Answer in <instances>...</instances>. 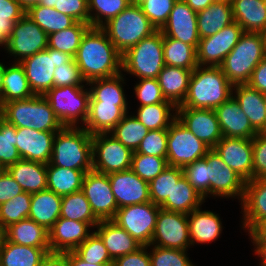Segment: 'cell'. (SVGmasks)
<instances>
[{
  "mask_svg": "<svg viewBox=\"0 0 266 266\" xmlns=\"http://www.w3.org/2000/svg\"><path fill=\"white\" fill-rule=\"evenodd\" d=\"M80 259L92 264H113L103 240L93 231V233L73 251Z\"/></svg>",
  "mask_w": 266,
  "mask_h": 266,
  "instance_id": "816d5d0a",
  "label": "cell"
},
{
  "mask_svg": "<svg viewBox=\"0 0 266 266\" xmlns=\"http://www.w3.org/2000/svg\"><path fill=\"white\" fill-rule=\"evenodd\" d=\"M20 6L27 12L31 7L41 3V0H16Z\"/></svg>",
  "mask_w": 266,
  "mask_h": 266,
  "instance_id": "11e5206c",
  "label": "cell"
},
{
  "mask_svg": "<svg viewBox=\"0 0 266 266\" xmlns=\"http://www.w3.org/2000/svg\"><path fill=\"white\" fill-rule=\"evenodd\" d=\"M83 80L87 83L122 73V54L101 27H90L83 35L74 57Z\"/></svg>",
  "mask_w": 266,
  "mask_h": 266,
  "instance_id": "6da1fadb",
  "label": "cell"
},
{
  "mask_svg": "<svg viewBox=\"0 0 266 266\" xmlns=\"http://www.w3.org/2000/svg\"><path fill=\"white\" fill-rule=\"evenodd\" d=\"M167 129L149 130L135 151L139 154L166 158Z\"/></svg>",
  "mask_w": 266,
  "mask_h": 266,
  "instance_id": "6f0895ef",
  "label": "cell"
},
{
  "mask_svg": "<svg viewBox=\"0 0 266 266\" xmlns=\"http://www.w3.org/2000/svg\"><path fill=\"white\" fill-rule=\"evenodd\" d=\"M101 28L121 54L156 31L135 1Z\"/></svg>",
  "mask_w": 266,
  "mask_h": 266,
  "instance_id": "8992f818",
  "label": "cell"
},
{
  "mask_svg": "<svg viewBox=\"0 0 266 266\" xmlns=\"http://www.w3.org/2000/svg\"><path fill=\"white\" fill-rule=\"evenodd\" d=\"M138 82L134 86V91L137 99L140 101L139 106L170 102L164 98L158 79L142 78Z\"/></svg>",
  "mask_w": 266,
  "mask_h": 266,
  "instance_id": "680465c9",
  "label": "cell"
},
{
  "mask_svg": "<svg viewBox=\"0 0 266 266\" xmlns=\"http://www.w3.org/2000/svg\"><path fill=\"white\" fill-rule=\"evenodd\" d=\"M23 192L22 187L15 181L10 173L5 170L0 176V205Z\"/></svg>",
  "mask_w": 266,
  "mask_h": 266,
  "instance_id": "e7e4bbea",
  "label": "cell"
},
{
  "mask_svg": "<svg viewBox=\"0 0 266 266\" xmlns=\"http://www.w3.org/2000/svg\"><path fill=\"white\" fill-rule=\"evenodd\" d=\"M81 191L86 196L92 212L99 221L113 220L118 206L108 174L94 170L86 172Z\"/></svg>",
  "mask_w": 266,
  "mask_h": 266,
  "instance_id": "e0dca14e",
  "label": "cell"
},
{
  "mask_svg": "<svg viewBox=\"0 0 266 266\" xmlns=\"http://www.w3.org/2000/svg\"><path fill=\"white\" fill-rule=\"evenodd\" d=\"M17 128L0 116V164L7 169L21 157L16 148Z\"/></svg>",
  "mask_w": 266,
  "mask_h": 266,
  "instance_id": "f907efd6",
  "label": "cell"
},
{
  "mask_svg": "<svg viewBox=\"0 0 266 266\" xmlns=\"http://www.w3.org/2000/svg\"><path fill=\"white\" fill-rule=\"evenodd\" d=\"M176 111L177 107L173 103L162 102L139 106L135 117L148 130L168 129L177 118Z\"/></svg>",
  "mask_w": 266,
  "mask_h": 266,
  "instance_id": "60d3db41",
  "label": "cell"
},
{
  "mask_svg": "<svg viewBox=\"0 0 266 266\" xmlns=\"http://www.w3.org/2000/svg\"><path fill=\"white\" fill-rule=\"evenodd\" d=\"M247 84L251 88L266 94V56L253 70L250 81Z\"/></svg>",
  "mask_w": 266,
  "mask_h": 266,
  "instance_id": "003e7915",
  "label": "cell"
},
{
  "mask_svg": "<svg viewBox=\"0 0 266 266\" xmlns=\"http://www.w3.org/2000/svg\"><path fill=\"white\" fill-rule=\"evenodd\" d=\"M51 253L50 247H31L4 240L0 246V266H39Z\"/></svg>",
  "mask_w": 266,
  "mask_h": 266,
  "instance_id": "e575fe53",
  "label": "cell"
},
{
  "mask_svg": "<svg viewBox=\"0 0 266 266\" xmlns=\"http://www.w3.org/2000/svg\"><path fill=\"white\" fill-rule=\"evenodd\" d=\"M0 116L16 128L57 132L63 127L43 95L6 102L0 107Z\"/></svg>",
  "mask_w": 266,
  "mask_h": 266,
  "instance_id": "277c9868",
  "label": "cell"
},
{
  "mask_svg": "<svg viewBox=\"0 0 266 266\" xmlns=\"http://www.w3.org/2000/svg\"><path fill=\"white\" fill-rule=\"evenodd\" d=\"M82 126H63L53 140L47 165L89 172L92 168V135Z\"/></svg>",
  "mask_w": 266,
  "mask_h": 266,
  "instance_id": "3957f363",
  "label": "cell"
},
{
  "mask_svg": "<svg viewBox=\"0 0 266 266\" xmlns=\"http://www.w3.org/2000/svg\"><path fill=\"white\" fill-rule=\"evenodd\" d=\"M241 207L243 230L249 232L266 219V178L246 182Z\"/></svg>",
  "mask_w": 266,
  "mask_h": 266,
  "instance_id": "d4e9b609",
  "label": "cell"
},
{
  "mask_svg": "<svg viewBox=\"0 0 266 266\" xmlns=\"http://www.w3.org/2000/svg\"><path fill=\"white\" fill-rule=\"evenodd\" d=\"M31 197L32 194L23 192L0 205V222L5 228L29 217Z\"/></svg>",
  "mask_w": 266,
  "mask_h": 266,
  "instance_id": "681fc988",
  "label": "cell"
},
{
  "mask_svg": "<svg viewBox=\"0 0 266 266\" xmlns=\"http://www.w3.org/2000/svg\"><path fill=\"white\" fill-rule=\"evenodd\" d=\"M206 202L183 175L174 185L171 195L160 205V208L184 214L191 213Z\"/></svg>",
  "mask_w": 266,
  "mask_h": 266,
  "instance_id": "74e56055",
  "label": "cell"
},
{
  "mask_svg": "<svg viewBox=\"0 0 266 266\" xmlns=\"http://www.w3.org/2000/svg\"><path fill=\"white\" fill-rule=\"evenodd\" d=\"M250 239H266V219L248 232Z\"/></svg>",
  "mask_w": 266,
  "mask_h": 266,
  "instance_id": "753ad0ef",
  "label": "cell"
},
{
  "mask_svg": "<svg viewBox=\"0 0 266 266\" xmlns=\"http://www.w3.org/2000/svg\"><path fill=\"white\" fill-rule=\"evenodd\" d=\"M148 248L150 249L151 247L141 246L135 252L115 259L112 266H151Z\"/></svg>",
  "mask_w": 266,
  "mask_h": 266,
  "instance_id": "be15d7a7",
  "label": "cell"
},
{
  "mask_svg": "<svg viewBox=\"0 0 266 266\" xmlns=\"http://www.w3.org/2000/svg\"><path fill=\"white\" fill-rule=\"evenodd\" d=\"M253 179L266 178V135L258 133L252 139Z\"/></svg>",
  "mask_w": 266,
  "mask_h": 266,
  "instance_id": "94428289",
  "label": "cell"
},
{
  "mask_svg": "<svg viewBox=\"0 0 266 266\" xmlns=\"http://www.w3.org/2000/svg\"><path fill=\"white\" fill-rule=\"evenodd\" d=\"M199 207L188 214L191 246L216 241L222 233V221L218 214Z\"/></svg>",
  "mask_w": 266,
  "mask_h": 266,
  "instance_id": "83f0119b",
  "label": "cell"
},
{
  "mask_svg": "<svg viewBox=\"0 0 266 266\" xmlns=\"http://www.w3.org/2000/svg\"><path fill=\"white\" fill-rule=\"evenodd\" d=\"M150 245L188 251L191 246L188 215L160 209Z\"/></svg>",
  "mask_w": 266,
  "mask_h": 266,
  "instance_id": "5bb4252c",
  "label": "cell"
},
{
  "mask_svg": "<svg viewBox=\"0 0 266 266\" xmlns=\"http://www.w3.org/2000/svg\"><path fill=\"white\" fill-rule=\"evenodd\" d=\"M91 27L90 24L76 22L70 28L48 35V47L75 57L83 35Z\"/></svg>",
  "mask_w": 266,
  "mask_h": 266,
  "instance_id": "f6af8a7d",
  "label": "cell"
},
{
  "mask_svg": "<svg viewBox=\"0 0 266 266\" xmlns=\"http://www.w3.org/2000/svg\"><path fill=\"white\" fill-rule=\"evenodd\" d=\"M262 134H265L266 135V125H265V128L260 132Z\"/></svg>",
  "mask_w": 266,
  "mask_h": 266,
  "instance_id": "deb4b68c",
  "label": "cell"
},
{
  "mask_svg": "<svg viewBox=\"0 0 266 266\" xmlns=\"http://www.w3.org/2000/svg\"><path fill=\"white\" fill-rule=\"evenodd\" d=\"M164 66L161 30H156L122 54V71L139 79H157Z\"/></svg>",
  "mask_w": 266,
  "mask_h": 266,
  "instance_id": "52a82bcc",
  "label": "cell"
},
{
  "mask_svg": "<svg viewBox=\"0 0 266 266\" xmlns=\"http://www.w3.org/2000/svg\"><path fill=\"white\" fill-rule=\"evenodd\" d=\"M74 58L67 53L47 47L33 56L23 59V66L29 86L35 95H44L53 88L55 67L69 63Z\"/></svg>",
  "mask_w": 266,
  "mask_h": 266,
  "instance_id": "9c48e42d",
  "label": "cell"
},
{
  "mask_svg": "<svg viewBox=\"0 0 266 266\" xmlns=\"http://www.w3.org/2000/svg\"><path fill=\"white\" fill-rule=\"evenodd\" d=\"M123 72L110 77L95 79L87 84L90 86V99L89 103H115L125 113L129 114L127 98L124 94L123 83Z\"/></svg>",
  "mask_w": 266,
  "mask_h": 266,
  "instance_id": "4dcf8cb0",
  "label": "cell"
},
{
  "mask_svg": "<svg viewBox=\"0 0 266 266\" xmlns=\"http://www.w3.org/2000/svg\"><path fill=\"white\" fill-rule=\"evenodd\" d=\"M25 14L16 0H0V21H18Z\"/></svg>",
  "mask_w": 266,
  "mask_h": 266,
  "instance_id": "03108f58",
  "label": "cell"
},
{
  "mask_svg": "<svg viewBox=\"0 0 266 266\" xmlns=\"http://www.w3.org/2000/svg\"><path fill=\"white\" fill-rule=\"evenodd\" d=\"M232 89L220 67L198 65L192 71L187 95L177 108L215 110L232 96Z\"/></svg>",
  "mask_w": 266,
  "mask_h": 266,
  "instance_id": "7a4b0ae2",
  "label": "cell"
},
{
  "mask_svg": "<svg viewBox=\"0 0 266 266\" xmlns=\"http://www.w3.org/2000/svg\"><path fill=\"white\" fill-rule=\"evenodd\" d=\"M164 64L194 70L197 64V50L180 40L163 37Z\"/></svg>",
  "mask_w": 266,
  "mask_h": 266,
  "instance_id": "7bdbcfd3",
  "label": "cell"
},
{
  "mask_svg": "<svg viewBox=\"0 0 266 266\" xmlns=\"http://www.w3.org/2000/svg\"><path fill=\"white\" fill-rule=\"evenodd\" d=\"M125 114L115 103H89L88 118L82 127L91 135L109 133Z\"/></svg>",
  "mask_w": 266,
  "mask_h": 266,
  "instance_id": "8d00e7d4",
  "label": "cell"
},
{
  "mask_svg": "<svg viewBox=\"0 0 266 266\" xmlns=\"http://www.w3.org/2000/svg\"><path fill=\"white\" fill-rule=\"evenodd\" d=\"M168 166L167 158L139 154L134 151L130 169L142 180L150 182Z\"/></svg>",
  "mask_w": 266,
  "mask_h": 266,
  "instance_id": "f5cc1de1",
  "label": "cell"
},
{
  "mask_svg": "<svg viewBox=\"0 0 266 266\" xmlns=\"http://www.w3.org/2000/svg\"><path fill=\"white\" fill-rule=\"evenodd\" d=\"M57 11L67 14L77 22L89 24V11L87 0H57Z\"/></svg>",
  "mask_w": 266,
  "mask_h": 266,
  "instance_id": "6125c7cd",
  "label": "cell"
},
{
  "mask_svg": "<svg viewBox=\"0 0 266 266\" xmlns=\"http://www.w3.org/2000/svg\"><path fill=\"white\" fill-rule=\"evenodd\" d=\"M92 168L109 174L131 168L133 151L124 146L110 133L92 135Z\"/></svg>",
  "mask_w": 266,
  "mask_h": 266,
  "instance_id": "30bf717a",
  "label": "cell"
},
{
  "mask_svg": "<svg viewBox=\"0 0 266 266\" xmlns=\"http://www.w3.org/2000/svg\"><path fill=\"white\" fill-rule=\"evenodd\" d=\"M215 113L225 137L253 139L258 134L233 96L218 106Z\"/></svg>",
  "mask_w": 266,
  "mask_h": 266,
  "instance_id": "cb8c5ba5",
  "label": "cell"
},
{
  "mask_svg": "<svg viewBox=\"0 0 266 266\" xmlns=\"http://www.w3.org/2000/svg\"><path fill=\"white\" fill-rule=\"evenodd\" d=\"M39 266H69L62 253H49Z\"/></svg>",
  "mask_w": 266,
  "mask_h": 266,
  "instance_id": "a7ac6f4b",
  "label": "cell"
},
{
  "mask_svg": "<svg viewBox=\"0 0 266 266\" xmlns=\"http://www.w3.org/2000/svg\"><path fill=\"white\" fill-rule=\"evenodd\" d=\"M90 227L88 223L60 217L48 231L50 252L74 251L93 233Z\"/></svg>",
  "mask_w": 266,
  "mask_h": 266,
  "instance_id": "7402d4cb",
  "label": "cell"
},
{
  "mask_svg": "<svg viewBox=\"0 0 266 266\" xmlns=\"http://www.w3.org/2000/svg\"><path fill=\"white\" fill-rule=\"evenodd\" d=\"M5 239H6L5 227L0 222V246L4 243Z\"/></svg>",
  "mask_w": 266,
  "mask_h": 266,
  "instance_id": "09005b40",
  "label": "cell"
},
{
  "mask_svg": "<svg viewBox=\"0 0 266 266\" xmlns=\"http://www.w3.org/2000/svg\"><path fill=\"white\" fill-rule=\"evenodd\" d=\"M89 24L91 27H102L110 19L116 17L133 0H87ZM95 12V13H94Z\"/></svg>",
  "mask_w": 266,
  "mask_h": 266,
  "instance_id": "c3c4849f",
  "label": "cell"
},
{
  "mask_svg": "<svg viewBox=\"0 0 266 266\" xmlns=\"http://www.w3.org/2000/svg\"><path fill=\"white\" fill-rule=\"evenodd\" d=\"M184 175L181 167L168 166L155 179L149 182V195L153 204L161 205Z\"/></svg>",
  "mask_w": 266,
  "mask_h": 266,
  "instance_id": "7dc6e473",
  "label": "cell"
},
{
  "mask_svg": "<svg viewBox=\"0 0 266 266\" xmlns=\"http://www.w3.org/2000/svg\"><path fill=\"white\" fill-rule=\"evenodd\" d=\"M265 56L264 34L244 32L220 68L232 85L247 84L253 70Z\"/></svg>",
  "mask_w": 266,
  "mask_h": 266,
  "instance_id": "5b68a950",
  "label": "cell"
},
{
  "mask_svg": "<svg viewBox=\"0 0 266 266\" xmlns=\"http://www.w3.org/2000/svg\"><path fill=\"white\" fill-rule=\"evenodd\" d=\"M213 149L246 182L253 179L252 139L223 136Z\"/></svg>",
  "mask_w": 266,
  "mask_h": 266,
  "instance_id": "ac0fdd59",
  "label": "cell"
},
{
  "mask_svg": "<svg viewBox=\"0 0 266 266\" xmlns=\"http://www.w3.org/2000/svg\"><path fill=\"white\" fill-rule=\"evenodd\" d=\"M5 235L7 241L18 245L50 247L48 230L29 218L10 224Z\"/></svg>",
  "mask_w": 266,
  "mask_h": 266,
  "instance_id": "d590c367",
  "label": "cell"
},
{
  "mask_svg": "<svg viewBox=\"0 0 266 266\" xmlns=\"http://www.w3.org/2000/svg\"><path fill=\"white\" fill-rule=\"evenodd\" d=\"M17 21H0V46L4 47L5 42L9 39Z\"/></svg>",
  "mask_w": 266,
  "mask_h": 266,
  "instance_id": "8c879c8a",
  "label": "cell"
},
{
  "mask_svg": "<svg viewBox=\"0 0 266 266\" xmlns=\"http://www.w3.org/2000/svg\"><path fill=\"white\" fill-rule=\"evenodd\" d=\"M5 168L0 164V176L5 172Z\"/></svg>",
  "mask_w": 266,
  "mask_h": 266,
  "instance_id": "979ff035",
  "label": "cell"
},
{
  "mask_svg": "<svg viewBox=\"0 0 266 266\" xmlns=\"http://www.w3.org/2000/svg\"><path fill=\"white\" fill-rule=\"evenodd\" d=\"M95 228L113 261L135 252L142 246L113 220L100 221Z\"/></svg>",
  "mask_w": 266,
  "mask_h": 266,
  "instance_id": "484cf974",
  "label": "cell"
},
{
  "mask_svg": "<svg viewBox=\"0 0 266 266\" xmlns=\"http://www.w3.org/2000/svg\"><path fill=\"white\" fill-rule=\"evenodd\" d=\"M183 173L189 183L196 191L207 199L209 195V167L205 157L200 158L193 163H190L183 168Z\"/></svg>",
  "mask_w": 266,
  "mask_h": 266,
  "instance_id": "11a10c76",
  "label": "cell"
},
{
  "mask_svg": "<svg viewBox=\"0 0 266 266\" xmlns=\"http://www.w3.org/2000/svg\"><path fill=\"white\" fill-rule=\"evenodd\" d=\"M243 33L241 26L237 22H233L216 34L201 38L197 48V64L220 67Z\"/></svg>",
  "mask_w": 266,
  "mask_h": 266,
  "instance_id": "2e32d148",
  "label": "cell"
},
{
  "mask_svg": "<svg viewBox=\"0 0 266 266\" xmlns=\"http://www.w3.org/2000/svg\"><path fill=\"white\" fill-rule=\"evenodd\" d=\"M86 87H53L43 96L48 100L56 118L63 126L85 124L89 114L90 90Z\"/></svg>",
  "mask_w": 266,
  "mask_h": 266,
  "instance_id": "ba28073f",
  "label": "cell"
},
{
  "mask_svg": "<svg viewBox=\"0 0 266 266\" xmlns=\"http://www.w3.org/2000/svg\"><path fill=\"white\" fill-rule=\"evenodd\" d=\"M5 73V65L0 62V107L2 106V88H3V77Z\"/></svg>",
  "mask_w": 266,
  "mask_h": 266,
  "instance_id": "2a66077c",
  "label": "cell"
},
{
  "mask_svg": "<svg viewBox=\"0 0 266 266\" xmlns=\"http://www.w3.org/2000/svg\"><path fill=\"white\" fill-rule=\"evenodd\" d=\"M148 131L134 114L132 116L126 113L122 120L109 133L134 152Z\"/></svg>",
  "mask_w": 266,
  "mask_h": 266,
  "instance_id": "bcb514c9",
  "label": "cell"
},
{
  "mask_svg": "<svg viewBox=\"0 0 266 266\" xmlns=\"http://www.w3.org/2000/svg\"><path fill=\"white\" fill-rule=\"evenodd\" d=\"M6 170L24 192L33 194L47 189V164L21 159Z\"/></svg>",
  "mask_w": 266,
  "mask_h": 266,
  "instance_id": "d6a6232c",
  "label": "cell"
},
{
  "mask_svg": "<svg viewBox=\"0 0 266 266\" xmlns=\"http://www.w3.org/2000/svg\"><path fill=\"white\" fill-rule=\"evenodd\" d=\"M149 246H153L149 252L151 266H196L189 259L187 251Z\"/></svg>",
  "mask_w": 266,
  "mask_h": 266,
  "instance_id": "9f6ffc18",
  "label": "cell"
},
{
  "mask_svg": "<svg viewBox=\"0 0 266 266\" xmlns=\"http://www.w3.org/2000/svg\"><path fill=\"white\" fill-rule=\"evenodd\" d=\"M209 167V195L238 198L242 202L246 181L233 171L211 148L205 155Z\"/></svg>",
  "mask_w": 266,
  "mask_h": 266,
  "instance_id": "9a60e30c",
  "label": "cell"
},
{
  "mask_svg": "<svg viewBox=\"0 0 266 266\" xmlns=\"http://www.w3.org/2000/svg\"><path fill=\"white\" fill-rule=\"evenodd\" d=\"M160 206L150 202L117 209L113 221L127 231L142 246H149L156 226Z\"/></svg>",
  "mask_w": 266,
  "mask_h": 266,
  "instance_id": "7c38bea8",
  "label": "cell"
},
{
  "mask_svg": "<svg viewBox=\"0 0 266 266\" xmlns=\"http://www.w3.org/2000/svg\"><path fill=\"white\" fill-rule=\"evenodd\" d=\"M60 217L88 223L93 229L100 222L81 190L62 196Z\"/></svg>",
  "mask_w": 266,
  "mask_h": 266,
  "instance_id": "ee69618b",
  "label": "cell"
},
{
  "mask_svg": "<svg viewBox=\"0 0 266 266\" xmlns=\"http://www.w3.org/2000/svg\"><path fill=\"white\" fill-rule=\"evenodd\" d=\"M189 5L194 11L198 12L207 8L212 2L216 0H183Z\"/></svg>",
  "mask_w": 266,
  "mask_h": 266,
  "instance_id": "34e18365",
  "label": "cell"
},
{
  "mask_svg": "<svg viewBox=\"0 0 266 266\" xmlns=\"http://www.w3.org/2000/svg\"><path fill=\"white\" fill-rule=\"evenodd\" d=\"M176 112L177 119L208 147L213 148L223 138L215 110L177 108Z\"/></svg>",
  "mask_w": 266,
  "mask_h": 266,
  "instance_id": "d6986e66",
  "label": "cell"
},
{
  "mask_svg": "<svg viewBox=\"0 0 266 266\" xmlns=\"http://www.w3.org/2000/svg\"><path fill=\"white\" fill-rule=\"evenodd\" d=\"M177 0H136L144 15L150 23L161 30L168 21L170 12Z\"/></svg>",
  "mask_w": 266,
  "mask_h": 266,
  "instance_id": "db71d44e",
  "label": "cell"
},
{
  "mask_svg": "<svg viewBox=\"0 0 266 266\" xmlns=\"http://www.w3.org/2000/svg\"><path fill=\"white\" fill-rule=\"evenodd\" d=\"M251 242L254 245V253L260 257V266H266V239H252Z\"/></svg>",
  "mask_w": 266,
  "mask_h": 266,
  "instance_id": "2644e50d",
  "label": "cell"
},
{
  "mask_svg": "<svg viewBox=\"0 0 266 266\" xmlns=\"http://www.w3.org/2000/svg\"><path fill=\"white\" fill-rule=\"evenodd\" d=\"M234 22L230 0L214 1L197 12V29L200 39L216 34Z\"/></svg>",
  "mask_w": 266,
  "mask_h": 266,
  "instance_id": "f1b7e54d",
  "label": "cell"
},
{
  "mask_svg": "<svg viewBox=\"0 0 266 266\" xmlns=\"http://www.w3.org/2000/svg\"><path fill=\"white\" fill-rule=\"evenodd\" d=\"M234 22L244 32L262 33L266 31V7L264 0H230Z\"/></svg>",
  "mask_w": 266,
  "mask_h": 266,
  "instance_id": "f546056e",
  "label": "cell"
},
{
  "mask_svg": "<svg viewBox=\"0 0 266 266\" xmlns=\"http://www.w3.org/2000/svg\"><path fill=\"white\" fill-rule=\"evenodd\" d=\"M118 208L150 202L149 182L131 169L108 174Z\"/></svg>",
  "mask_w": 266,
  "mask_h": 266,
  "instance_id": "44dd1931",
  "label": "cell"
},
{
  "mask_svg": "<svg viewBox=\"0 0 266 266\" xmlns=\"http://www.w3.org/2000/svg\"><path fill=\"white\" fill-rule=\"evenodd\" d=\"M56 132L17 128L16 148L23 160L48 164Z\"/></svg>",
  "mask_w": 266,
  "mask_h": 266,
  "instance_id": "603a6c76",
  "label": "cell"
},
{
  "mask_svg": "<svg viewBox=\"0 0 266 266\" xmlns=\"http://www.w3.org/2000/svg\"><path fill=\"white\" fill-rule=\"evenodd\" d=\"M191 74L192 70L165 65L158 75L164 98L176 107L183 103L187 95Z\"/></svg>",
  "mask_w": 266,
  "mask_h": 266,
  "instance_id": "1f68e13d",
  "label": "cell"
},
{
  "mask_svg": "<svg viewBox=\"0 0 266 266\" xmlns=\"http://www.w3.org/2000/svg\"><path fill=\"white\" fill-rule=\"evenodd\" d=\"M232 96L248 117L252 127L260 133L266 125V94L251 88L248 84L233 85Z\"/></svg>",
  "mask_w": 266,
  "mask_h": 266,
  "instance_id": "4316f807",
  "label": "cell"
},
{
  "mask_svg": "<svg viewBox=\"0 0 266 266\" xmlns=\"http://www.w3.org/2000/svg\"><path fill=\"white\" fill-rule=\"evenodd\" d=\"M68 261L69 266H112L113 264H92L80 259L73 251L62 253Z\"/></svg>",
  "mask_w": 266,
  "mask_h": 266,
  "instance_id": "89a4df30",
  "label": "cell"
},
{
  "mask_svg": "<svg viewBox=\"0 0 266 266\" xmlns=\"http://www.w3.org/2000/svg\"><path fill=\"white\" fill-rule=\"evenodd\" d=\"M83 83L86 82L83 80L79 71V67L74 59L69 63L55 67L53 87H85Z\"/></svg>",
  "mask_w": 266,
  "mask_h": 266,
  "instance_id": "91938a15",
  "label": "cell"
},
{
  "mask_svg": "<svg viewBox=\"0 0 266 266\" xmlns=\"http://www.w3.org/2000/svg\"><path fill=\"white\" fill-rule=\"evenodd\" d=\"M61 203L62 196L49 189L33 193L28 218L49 231L60 218Z\"/></svg>",
  "mask_w": 266,
  "mask_h": 266,
  "instance_id": "836d02e7",
  "label": "cell"
},
{
  "mask_svg": "<svg viewBox=\"0 0 266 266\" xmlns=\"http://www.w3.org/2000/svg\"><path fill=\"white\" fill-rule=\"evenodd\" d=\"M26 15L48 35L73 26L77 21L67 14L60 13L54 7L40 4L31 7Z\"/></svg>",
  "mask_w": 266,
  "mask_h": 266,
  "instance_id": "b9f144b4",
  "label": "cell"
},
{
  "mask_svg": "<svg viewBox=\"0 0 266 266\" xmlns=\"http://www.w3.org/2000/svg\"><path fill=\"white\" fill-rule=\"evenodd\" d=\"M85 174L81 170L47 165V189L60 196L80 191Z\"/></svg>",
  "mask_w": 266,
  "mask_h": 266,
  "instance_id": "f35d334b",
  "label": "cell"
},
{
  "mask_svg": "<svg viewBox=\"0 0 266 266\" xmlns=\"http://www.w3.org/2000/svg\"><path fill=\"white\" fill-rule=\"evenodd\" d=\"M48 47V34L26 14L14 24L12 34L4 48L10 56L21 62Z\"/></svg>",
  "mask_w": 266,
  "mask_h": 266,
  "instance_id": "4fadbf2b",
  "label": "cell"
},
{
  "mask_svg": "<svg viewBox=\"0 0 266 266\" xmlns=\"http://www.w3.org/2000/svg\"><path fill=\"white\" fill-rule=\"evenodd\" d=\"M35 94L29 86L25 70L20 62L5 66L2 88V105L6 102L28 99Z\"/></svg>",
  "mask_w": 266,
  "mask_h": 266,
  "instance_id": "ab89813d",
  "label": "cell"
},
{
  "mask_svg": "<svg viewBox=\"0 0 266 266\" xmlns=\"http://www.w3.org/2000/svg\"><path fill=\"white\" fill-rule=\"evenodd\" d=\"M161 32L163 37L180 40L192 45L197 50L200 41L197 29V12L183 0H177Z\"/></svg>",
  "mask_w": 266,
  "mask_h": 266,
  "instance_id": "ffe728a7",
  "label": "cell"
},
{
  "mask_svg": "<svg viewBox=\"0 0 266 266\" xmlns=\"http://www.w3.org/2000/svg\"><path fill=\"white\" fill-rule=\"evenodd\" d=\"M167 162L169 166L181 167L205 157L211 149L195 137L177 118L167 129Z\"/></svg>",
  "mask_w": 266,
  "mask_h": 266,
  "instance_id": "8fae6325",
  "label": "cell"
},
{
  "mask_svg": "<svg viewBox=\"0 0 266 266\" xmlns=\"http://www.w3.org/2000/svg\"><path fill=\"white\" fill-rule=\"evenodd\" d=\"M40 5L45 7H55L57 6V0H41Z\"/></svg>",
  "mask_w": 266,
  "mask_h": 266,
  "instance_id": "b9fcfbb0",
  "label": "cell"
}]
</instances>
